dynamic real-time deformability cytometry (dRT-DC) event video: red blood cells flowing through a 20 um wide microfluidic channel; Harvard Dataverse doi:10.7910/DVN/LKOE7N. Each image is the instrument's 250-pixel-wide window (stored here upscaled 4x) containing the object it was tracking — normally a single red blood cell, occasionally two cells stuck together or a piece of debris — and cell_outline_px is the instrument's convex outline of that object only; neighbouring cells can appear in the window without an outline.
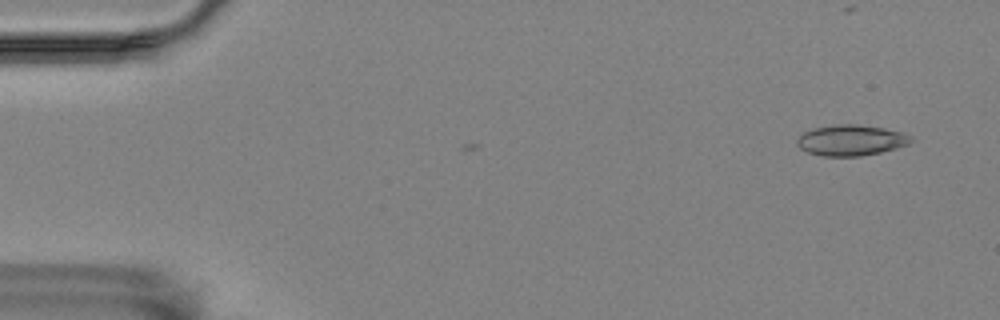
{"species": "Egyptian fruit bat (a non-hibernating species)", "species_latin": "Rousettus aegyptiacus", "temperature_condition": "room temperature", "stored_images_in_passage": 3, "camera_frame_rate_fps": 3000, "um_per_image_px": 0.085, "animal": {"sex": "female"}, "frame": {"image": 1, "passage_image": 3, "time_ms": 0.667, "image_size_px": [1000, 320], "cell_outline_px": [[912, 140], [908, 144], [896, 148], [880, 152], [860, 156], [824, 156], [808, 152], [800, 148], [796, 144], [796, 140], [804, 132], [816, 128], [836, 124], [856, 124], [884, 128], [904, 132], [912, 136]], "centroid_in_image_um": [72.35, 11.92], "position_along_channel_um": 12.6, "area_um2": 20.35}}